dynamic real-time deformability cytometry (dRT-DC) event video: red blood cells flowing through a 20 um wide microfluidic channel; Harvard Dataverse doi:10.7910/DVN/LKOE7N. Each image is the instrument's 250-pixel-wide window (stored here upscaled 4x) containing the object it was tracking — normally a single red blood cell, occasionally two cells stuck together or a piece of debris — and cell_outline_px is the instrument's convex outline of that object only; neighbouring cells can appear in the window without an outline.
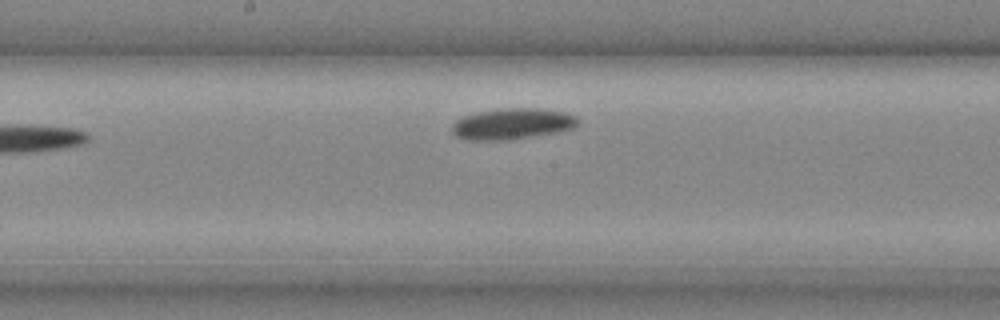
{"species": "common noctule bat (a hibernating species)", "species_latin": "Nyctalus noctula", "temperature_condition": "cold", "stored_images_in_passage": 9, "camera_frame_rate_fps": 3000, "um_per_image_px": 0.085, "animal": {"sex": "male", "body_mass_g": 20.4}, "frame": {"image": 1, "passage_image": 9, "time_ms": 2.667, "image_size_px": [1000, 320], "cell_outline_px": [[576, 128], [556, 132], [508, 140], [472, 140], [456, 136], [452, 132], [452, 124], [456, 120], [464, 116], [476, 112], [496, 108], [536, 108], [564, 112], [576, 116]], "centroid_in_image_um": [43.51, 10.52], "position_along_channel_um": 204.7, "area_um2": 22.72}}